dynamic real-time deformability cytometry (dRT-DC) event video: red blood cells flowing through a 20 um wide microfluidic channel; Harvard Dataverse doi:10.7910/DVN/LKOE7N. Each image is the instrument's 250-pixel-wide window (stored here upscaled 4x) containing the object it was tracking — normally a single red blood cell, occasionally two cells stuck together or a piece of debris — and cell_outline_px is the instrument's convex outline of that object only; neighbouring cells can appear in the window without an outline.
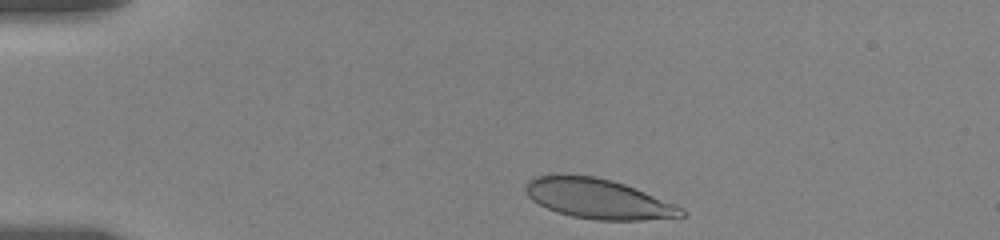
{"species": "human", "species_latin": "Homo sapiens", "temperature_condition": "room temperature", "stored_images_in_passage": 70, "camera_frame_rate_fps": 3000, "um_per_image_px": 0.085, "donor": {"sex": "female"}, "frame": {"image": 1, "passage_image": 2, "time_ms": 0.333, "image_size_px": [1000, 240], "cell_outline_px": [[688, 216], [644, 220], [596, 220], [572, 216], [556, 212], [532, 200], [528, 196], [524, 188], [524, 184], [528, 180], [536, 176], [596, 176], [612, 180], [624, 184], [676, 204], [688, 212]], "centroid_in_image_um": [50.89, 16.92], "position_along_channel_um": 34.1, "area_um2": 36.01}}
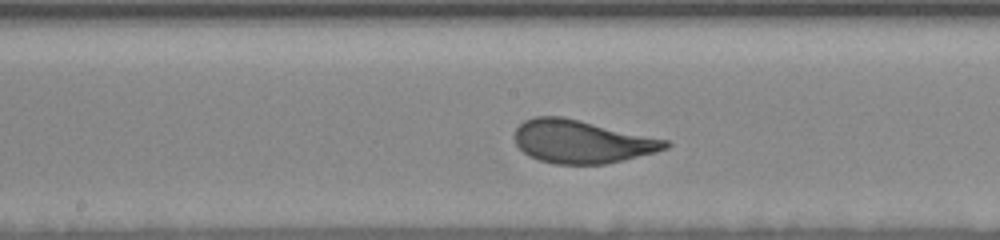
{"frame": {"image": 2, "passage_image": 39, "time_ms": 6.667, "image_size_px": [1000, 240], "cell_outline_px": [[672, 144], [668, 148], [656, 152], [624, 160], [604, 164], [556, 164], [540, 160], [528, 156], [516, 144], [512, 136], [516, 128], [524, 120], [536, 116], [560, 116], [580, 120], [668, 140]], "centroid_in_image_um": [49.43, 12.03], "position_along_channel_um": 198.8, "area_um2": 37.92}}
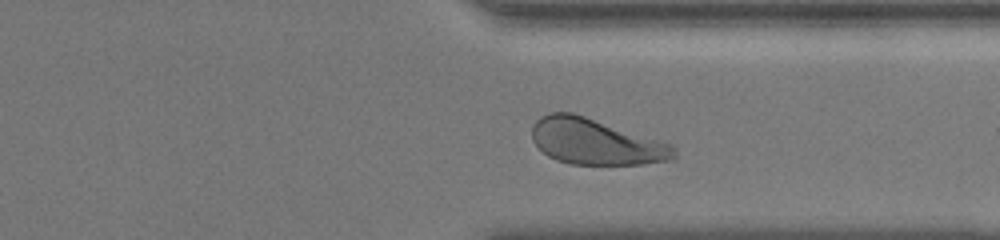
{"frame": {"image": 3, "passage_image": 62, "time_ms": 11.333, "image_size_px": [1000, 240], "cell_outline_px": [[676, 160], [644, 164], [572, 164], [556, 160], [548, 156], [532, 140], [532, 124], [540, 116], [548, 112], [572, 112], [672, 144], [676, 148]], "centroid_in_image_um": [50.65, 12.05], "position_along_channel_um": 360.8, "area_um2": 38.09}, "authors_computed_cell_mechanics": {"area_um2": 37.5989, "velocity_mm_per_s": 3.4677, "shape_relaxation_time_tau1_ms": 3.8883, "shape_relaxation_time_tau2_ms": null, "deformation_change_tau1": 0.1585, "deformation_change_tau2": null}}